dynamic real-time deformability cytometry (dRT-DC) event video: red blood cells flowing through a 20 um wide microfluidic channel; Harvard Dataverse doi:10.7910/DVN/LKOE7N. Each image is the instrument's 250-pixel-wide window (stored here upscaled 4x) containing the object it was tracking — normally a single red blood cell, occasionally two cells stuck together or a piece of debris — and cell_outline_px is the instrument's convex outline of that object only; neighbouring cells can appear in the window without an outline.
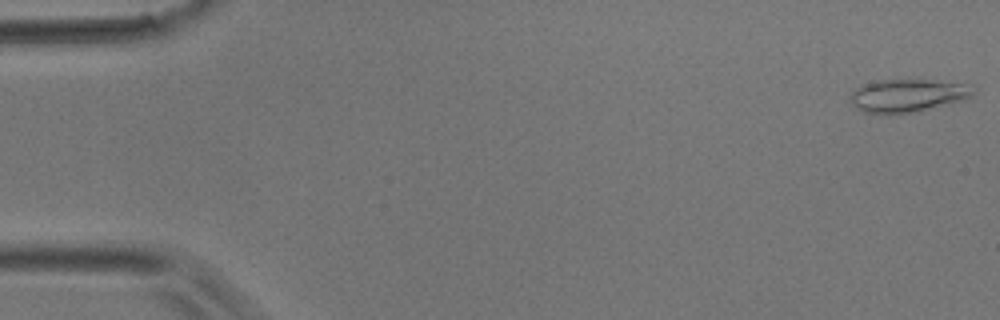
{"species": "common noctule bat (a hibernating species)", "species_latin": "Nyctalus noctula", "temperature_condition": "room temperature", "stored_images_in_passage": 2, "camera_frame_rate_fps": 3000, "um_per_image_px": 0.085, "animal": {"sex": "male", "body_mass_g": 17.9}, "frame": {"image": 1, "passage_image": 1, "time_ms": 0.0, "image_size_px": [1000, 320], "cell_outline_px": [[976, 88], [972, 96], [964, 100], [912, 112], [888, 116], [864, 112], [856, 108], [852, 104], [852, 92], [856, 88], [864, 84], [880, 80], [932, 80], [972, 84]], "centroid_in_image_um": [77.18, 8.13], "position_along_channel_um": 7.8, "area_um2": 23.81}}